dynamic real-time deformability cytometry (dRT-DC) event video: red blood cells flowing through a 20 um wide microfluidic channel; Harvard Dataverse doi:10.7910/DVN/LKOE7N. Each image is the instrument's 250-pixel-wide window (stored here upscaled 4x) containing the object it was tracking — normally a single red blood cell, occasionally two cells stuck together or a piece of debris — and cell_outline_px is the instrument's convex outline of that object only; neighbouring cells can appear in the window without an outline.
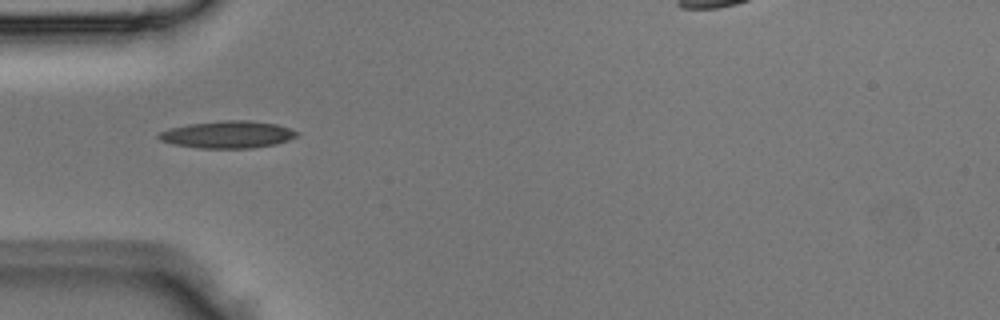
{"species": "Egyptian fruit bat (a non-hibernating species)", "species_latin": "Rousettus aegyptiacus", "temperature_condition": "room temperature", "stored_images_in_passage": 1, "camera_frame_rate_fps": 3000, "um_per_image_px": 0.085, "animal": {"sex": "male"}, "frame": {"image": 1, "passage_image": 1, "time_ms": 0.0, "image_size_px": [1000, 320], "cell_outline_px": [[300, 132], [296, 136], [288, 140], [276, 144], [252, 148], [200, 148], [172, 144], [160, 140], [156, 136], [156, 132], [168, 128], [188, 124], [220, 120], [248, 120], [276, 124]], "centroid_in_image_um": [19.29, 11.43], "position_along_channel_um": 65.7, "area_um2": 22.08}}